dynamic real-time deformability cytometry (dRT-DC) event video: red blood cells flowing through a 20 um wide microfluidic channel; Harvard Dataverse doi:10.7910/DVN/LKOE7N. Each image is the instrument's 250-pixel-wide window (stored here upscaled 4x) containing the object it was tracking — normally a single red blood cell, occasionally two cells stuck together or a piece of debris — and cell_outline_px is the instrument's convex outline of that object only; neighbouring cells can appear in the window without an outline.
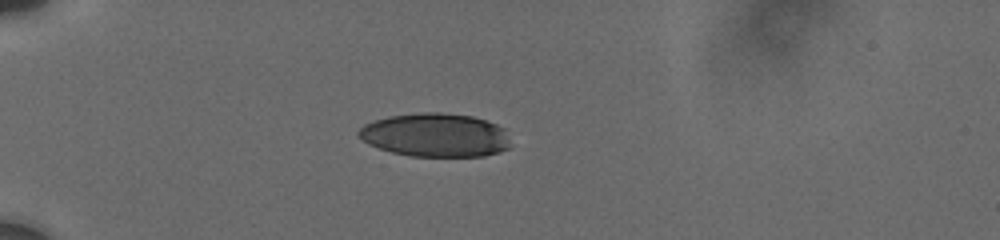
{"species": "human", "species_latin": "Homo sapiens", "temperature_condition": "cold", "stored_images_in_passage": 3, "camera_frame_rate_fps": 3000, "um_per_image_px": 0.085, "donor": {"sex": "male"}, "frame": {"image": 1, "passage_image": 1, "time_ms": 0.0, "image_size_px": [1000, 240], "cell_outline_px": [[508, 148], [500, 152], [484, 156], [408, 156], [392, 152], [368, 144], [356, 132], [364, 124], [388, 116], [424, 112], [440, 112], [472, 116], [496, 124], [504, 128], [508, 140]], "centroid_in_image_um": [37.0, 11.48], "position_along_channel_um": 48.0, "area_um2": 38.44}}
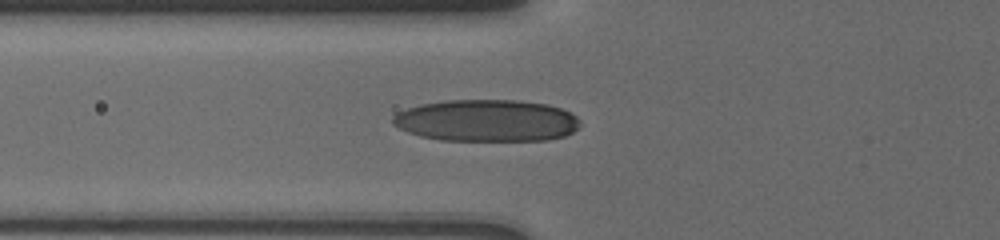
{"frame": {"image": 2, "passage_image": 3, "time_ms": 2.0, "image_size_px": [1000, 240], "cell_outline_px": [[580, 128], [564, 136], [548, 140], [440, 140], [420, 136], [408, 132], [392, 124], [392, 116], [396, 112], [420, 104], [444, 100], [516, 100], [548, 104], [560, 108], [576, 116], [580, 120]], "centroid_in_image_um": [41.35, 10.24], "position_along_channel_um": 84.4, "area_um2": 45.95}}